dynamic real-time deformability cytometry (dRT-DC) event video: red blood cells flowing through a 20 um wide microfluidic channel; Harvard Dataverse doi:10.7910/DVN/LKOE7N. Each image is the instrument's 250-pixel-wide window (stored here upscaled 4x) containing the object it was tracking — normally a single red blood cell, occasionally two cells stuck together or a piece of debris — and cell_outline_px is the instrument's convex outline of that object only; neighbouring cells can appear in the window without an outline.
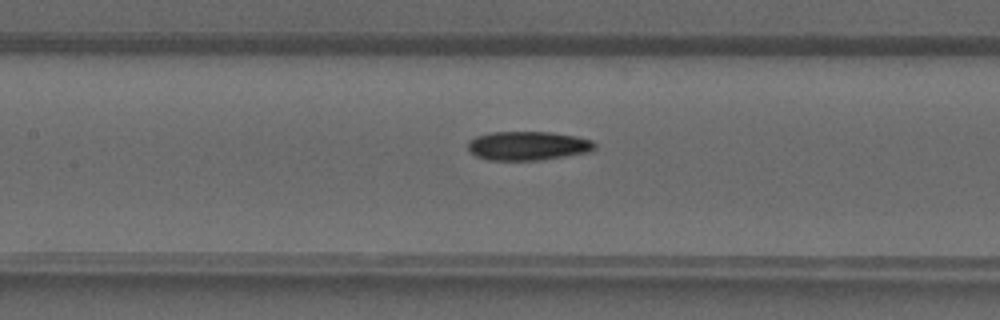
{"species": "common noctule bat (a hibernating species)", "species_latin": "Nyctalus noctula", "temperature_condition": "warm", "stored_images_in_passage": 29, "camera_frame_rate_fps": 3000, "um_per_image_px": 0.085, "animal": {"sex": "male", "forearm_length_mm": 52.5}, "frame": {"image": 1, "passage_image": 7, "time_ms": 2.0, "image_size_px": [1000, 320], "cell_outline_px": [[596, 148], [592, 152], [536, 160], [488, 160], [476, 156], [468, 148], [468, 144], [476, 136], [492, 132], [552, 132], [576, 136], [592, 140], [596, 144]], "centroid_in_image_um": [44.92, 12.39], "position_along_channel_um": 162.5, "area_um2": 21.33}}
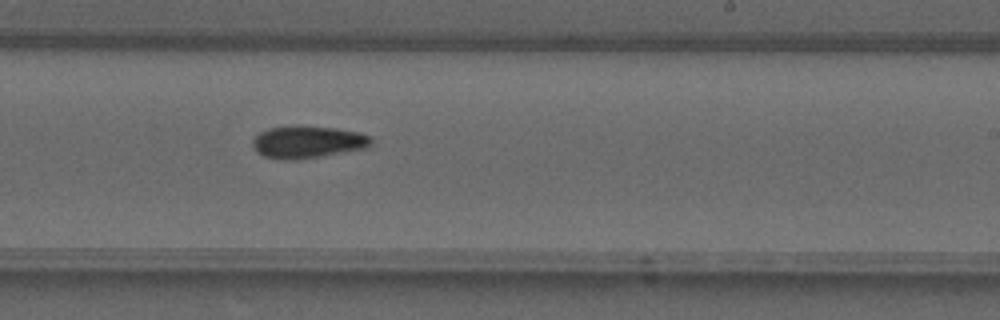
{"frame": {"image": 2, "passage_image": 13, "time_ms": 4.0, "image_size_px": [1000, 320], "cell_outline_px": [[372, 144], [368, 148], [296, 160], [284, 160], [264, 156], [256, 152], [252, 148], [252, 140], [260, 132], [268, 128], [336, 128], [360, 132], [372, 136]], "centroid_in_image_um": [26.18, 12.11], "position_along_channel_um": 262.8, "area_um2": 21.85}}
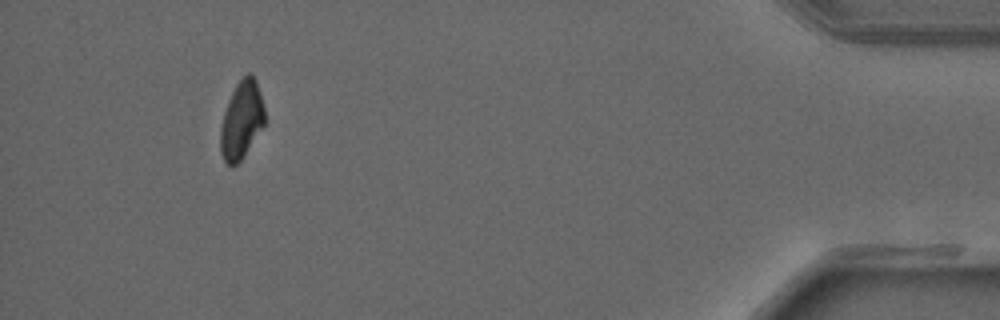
{"frame": {"image": 3, "passage_image": 26, "time_ms": 8.333, "image_size_px": [1000, 320], "cell_outline_px": [[264, 124], [240, 160], [232, 168], [224, 160], [220, 152], [220, 128], [224, 112], [232, 92], [236, 84], [248, 72], [252, 72], [256, 80], [260, 92], [264, 108]], "centroid_in_image_um": [20.52, 10.18], "position_along_channel_um": 414.7, "area_um2": 19.77}}